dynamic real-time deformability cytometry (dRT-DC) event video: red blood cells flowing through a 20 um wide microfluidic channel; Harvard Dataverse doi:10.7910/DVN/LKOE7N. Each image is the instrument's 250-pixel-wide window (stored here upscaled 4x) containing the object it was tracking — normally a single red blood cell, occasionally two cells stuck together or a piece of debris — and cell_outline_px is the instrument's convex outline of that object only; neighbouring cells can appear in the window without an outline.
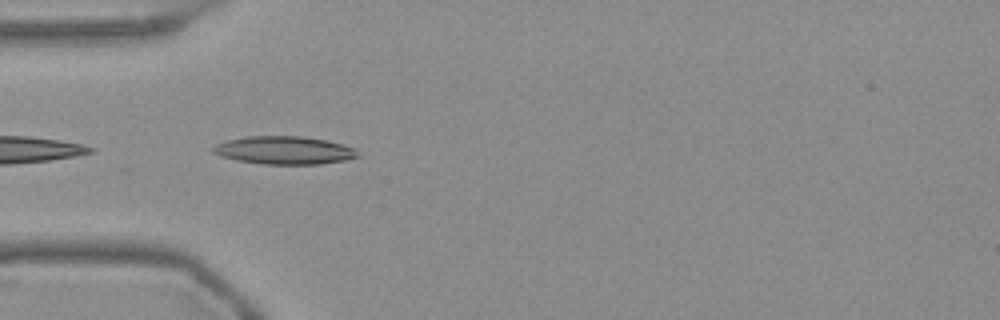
{"species": "Egyptian fruit bat (a non-hibernating species)", "species_latin": "Rousettus aegyptiacus", "temperature_condition": "warm", "stored_images_in_passage": 39, "camera_frame_rate_fps": 3000, "um_per_image_px": 0.085, "frame": {"image": 1, "passage_image": 1, "time_ms": 0.0, "image_size_px": [1000, 320], "cell_outline_px": [[360, 156], [344, 160], [320, 164], [264, 164], [236, 160], [220, 156], [212, 152], [212, 148], [216, 144], [228, 140], [248, 136], [304, 136], [344, 144], [356, 148]], "centroid_in_image_um": [24.18, 12.77], "position_along_channel_um": 60.8, "area_um2": 23.64}}
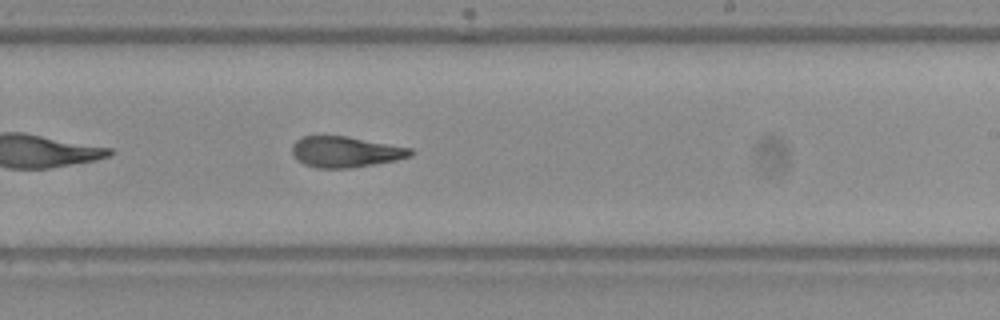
{"frame": {"image": 2, "passage_image": 17, "time_ms": 5.333, "image_size_px": [1000, 320], "cell_outline_px": [[416, 152], [412, 156], [396, 160], [352, 168], [316, 168], [304, 164], [292, 152], [292, 144], [296, 140], [304, 136], [348, 136], [412, 148]], "centroid_in_image_um": [29.42, 12.9], "position_along_channel_um": 259.6, "area_um2": 21.33}}
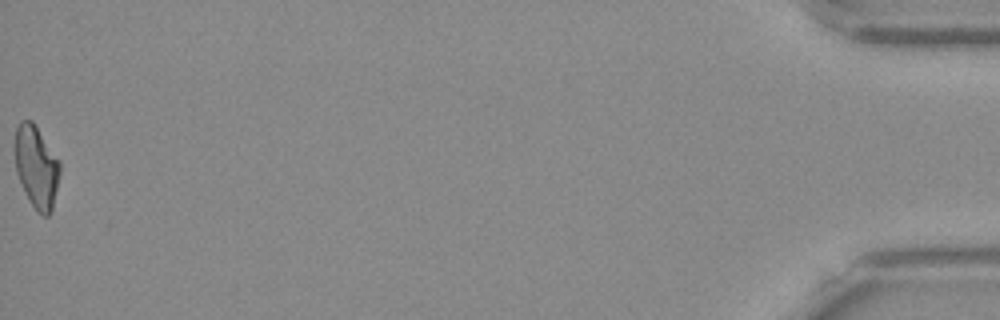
{"frame": {"image": 3, "passage_image": 39, "time_ms": 12.667, "image_size_px": [1000, 320], "cell_outline_px": [[60, 172], [52, 212], [48, 216], [44, 216], [36, 212], [16, 172], [16, 128], [20, 120], [32, 120], [60, 160]], "centroid_in_image_um": [3.13, 14.18], "position_along_channel_um": 432.1, "area_um2": 21.33}, "authors_computed_cell_mechanics": {"area_um2": 21.964, "velocity_mm_per_s": 3.7593, "shape_relaxation_time_tau1_ms": null, "shape_relaxation_time_tau2_ms": 2.9407, "deformation_change_tau1": null, "deformation_change_tau2": 0.1223}}